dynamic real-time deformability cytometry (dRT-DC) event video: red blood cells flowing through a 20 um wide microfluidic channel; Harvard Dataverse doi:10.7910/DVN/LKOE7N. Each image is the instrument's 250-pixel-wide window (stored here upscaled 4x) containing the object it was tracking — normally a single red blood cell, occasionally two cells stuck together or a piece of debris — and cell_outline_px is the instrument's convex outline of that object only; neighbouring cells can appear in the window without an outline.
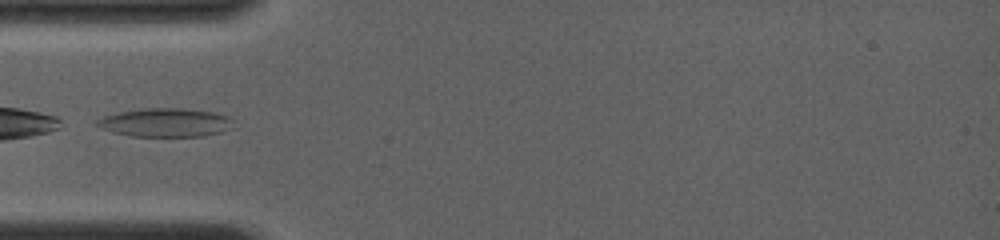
{"species": "common noctule bat (a hibernating species)", "species_latin": "Nyctalus noctula", "temperature_condition": "room temperature", "stored_images_in_passage": 1, "camera_frame_rate_fps": 4000, "um_per_image_px": 0.085, "animal": {"sex": "female", "body_mass_g": 19.0, "forearm_length_mm": 56.7}, "frame": {"image": 1, "passage_image": 1, "time_ms": 0.0, "image_size_px": [1000, 240], "cell_outline_px": [[236, 120], [232, 128], [220, 132], [204, 136], [132, 136], [112, 132], [100, 128], [96, 124], [96, 120], [104, 116], [120, 112], [140, 108], [184, 108], [212, 112], [228, 116]], "centroid_in_image_um": [14.09, 10.41], "position_along_channel_um": 70.9, "area_um2": 22.89}}